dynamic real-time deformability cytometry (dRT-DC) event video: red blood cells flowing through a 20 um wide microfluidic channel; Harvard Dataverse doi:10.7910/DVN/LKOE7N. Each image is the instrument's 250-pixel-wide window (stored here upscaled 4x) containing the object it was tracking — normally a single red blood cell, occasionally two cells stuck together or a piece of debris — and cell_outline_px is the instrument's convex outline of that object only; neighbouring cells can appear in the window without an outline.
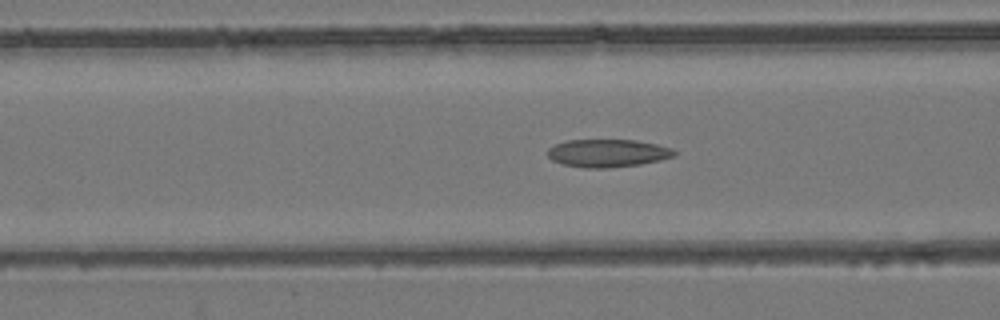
{"species": "common noctule bat (a hibernating species)", "species_latin": "Nyctalus noctula", "temperature_condition": "room temperature", "stored_images_in_passage": 33, "camera_frame_rate_fps": 3000, "um_per_image_px": 0.085, "animal": {"sex": "female", "body_mass_g": 24.6, "forearm_length_mm": 56.2}, "frame": {"image": 1, "passage_image": 11, "time_ms": 3.333, "image_size_px": [1000, 320], "cell_outline_px": [[676, 156], [660, 160], [640, 164], [608, 168], [584, 168], [564, 164], [552, 160], [548, 156], [548, 148], [556, 144], [568, 140], [636, 140], [656, 144], [672, 148], [676, 152]], "centroid_in_image_um": [51.67, 13.02], "position_along_channel_um": 114.9, "area_um2": 20.52}}
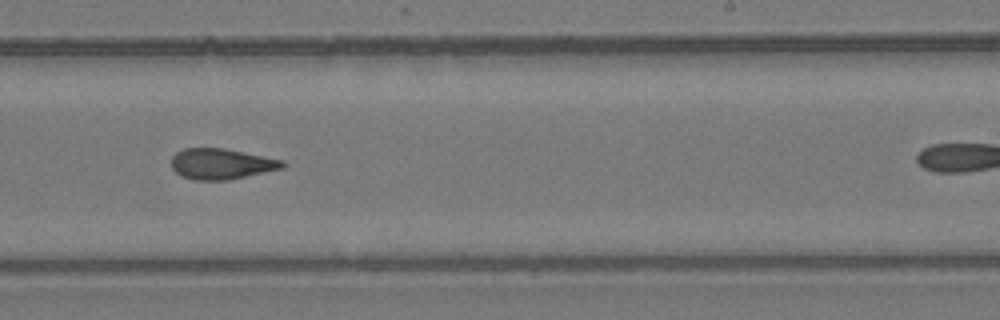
{"frame": {"image": 2, "passage_image": 23, "time_ms": 7.333, "image_size_px": [1000, 320], "cell_outline_px": [[288, 164], [284, 168], [228, 180], [192, 180], [176, 172], [172, 168], [172, 156], [176, 152], [184, 148], [224, 148], [284, 160]], "centroid_in_image_um": [18.85, 13.93], "position_along_channel_um": 270.2, "area_um2": 19.94}}
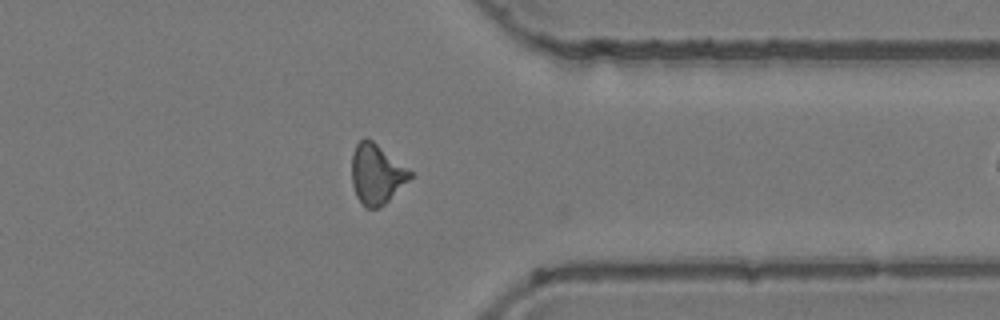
{"frame": {"image": 3, "passage_image": 32, "time_ms": 10.333, "image_size_px": [1000, 320], "cell_outline_px": [[412, 176], [380, 208], [364, 208], [360, 204], [356, 196], [352, 184], [352, 152], [356, 144], [360, 140], [372, 140], [412, 172]], "centroid_in_image_um": [31.97, 14.83], "position_along_channel_um": 379.4, "area_um2": 20.06}}